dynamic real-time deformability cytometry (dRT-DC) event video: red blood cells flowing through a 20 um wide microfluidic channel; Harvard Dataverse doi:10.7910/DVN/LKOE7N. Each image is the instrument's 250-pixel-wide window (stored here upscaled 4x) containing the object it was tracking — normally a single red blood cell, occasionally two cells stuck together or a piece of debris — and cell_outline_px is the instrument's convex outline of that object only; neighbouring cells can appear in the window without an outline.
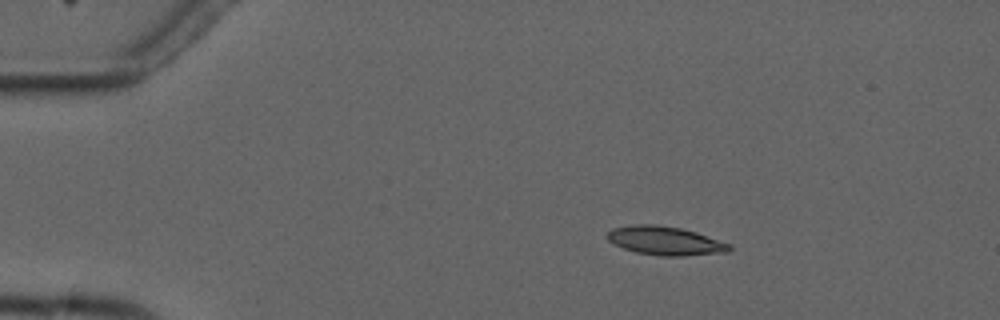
{"species": "common noctule bat (a hibernating species)", "species_latin": "Nyctalus noctula", "temperature_condition": "cold", "stored_images_in_passage": 4, "camera_frame_rate_fps": 3000, "um_per_image_px": 0.085, "animal": {"sex": "male", "forearm_length_mm": 52.5}, "frame": {"image": 1, "passage_image": 2, "time_ms": 1.333, "image_size_px": [1000, 320], "cell_outline_px": [[732, 248], [728, 252], [684, 256], [660, 256], [636, 252], [624, 248], [608, 240], [608, 232], [612, 228], [632, 224], [656, 224], [680, 228], [696, 232], [732, 244]], "centroid_in_image_um": [56.58, 20.46], "position_along_channel_um": 28.4, "area_um2": 20.46}}